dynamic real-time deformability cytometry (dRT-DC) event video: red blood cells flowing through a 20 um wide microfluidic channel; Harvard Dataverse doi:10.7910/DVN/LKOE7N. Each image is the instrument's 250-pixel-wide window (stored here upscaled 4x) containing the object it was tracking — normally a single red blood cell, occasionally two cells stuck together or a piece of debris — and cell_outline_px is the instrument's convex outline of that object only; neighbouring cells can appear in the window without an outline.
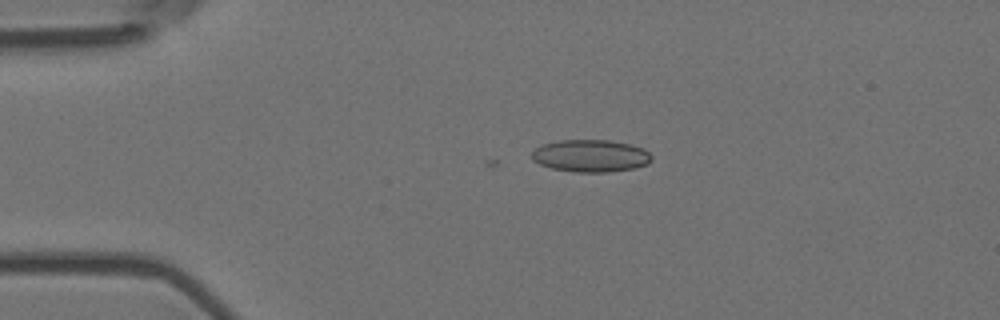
{"species": "Egyptian fruit bat (a non-hibernating species)", "species_latin": "Rousettus aegyptiacus", "temperature_condition": "room temperature", "stored_images_in_passage": 2, "camera_frame_rate_fps": 3000, "um_per_image_px": 0.085, "animal": {"sex": "female"}, "frame": {"image": 1, "passage_image": 2, "time_ms": 0.333, "image_size_px": [1000, 320], "cell_outline_px": [[652, 160], [648, 164], [632, 168], [604, 172], [576, 172], [552, 168], [540, 164], [532, 160], [532, 152], [536, 148], [544, 144], [560, 140], [608, 140], [628, 144], [644, 148], [652, 156]], "centroid_in_image_um": [50.21, 13.24], "position_along_channel_um": 34.8, "area_um2": 22.37}}